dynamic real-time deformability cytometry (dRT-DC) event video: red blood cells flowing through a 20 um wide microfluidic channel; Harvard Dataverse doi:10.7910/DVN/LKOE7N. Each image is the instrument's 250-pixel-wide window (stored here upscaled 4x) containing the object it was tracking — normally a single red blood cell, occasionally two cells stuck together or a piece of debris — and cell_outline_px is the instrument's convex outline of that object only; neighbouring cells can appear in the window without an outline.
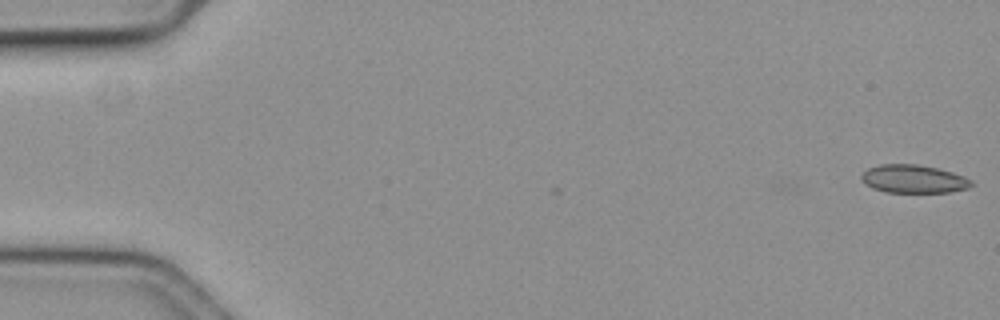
{"species": "common noctule bat (a hibernating species)", "species_latin": "Nyctalus noctula", "temperature_condition": "cold", "stored_images_in_passage": 5, "camera_frame_rate_fps": 3000, "um_per_image_px": 0.085, "animal": {"sex": "female", "body_mass_g": 19.3, "forearm_length_mm": 54.1}, "frame": {"image": 1, "passage_image": 1, "time_ms": 0.0, "image_size_px": [1000, 320], "cell_outline_px": [[972, 184], [968, 188], [948, 192], [888, 192], [872, 188], [860, 176], [868, 168], [880, 164], [916, 164], [936, 168], [952, 172], [964, 176], [972, 180]], "centroid_in_image_um": [77.67, 15.2], "position_along_channel_um": 7.3, "area_um2": 17.8}}